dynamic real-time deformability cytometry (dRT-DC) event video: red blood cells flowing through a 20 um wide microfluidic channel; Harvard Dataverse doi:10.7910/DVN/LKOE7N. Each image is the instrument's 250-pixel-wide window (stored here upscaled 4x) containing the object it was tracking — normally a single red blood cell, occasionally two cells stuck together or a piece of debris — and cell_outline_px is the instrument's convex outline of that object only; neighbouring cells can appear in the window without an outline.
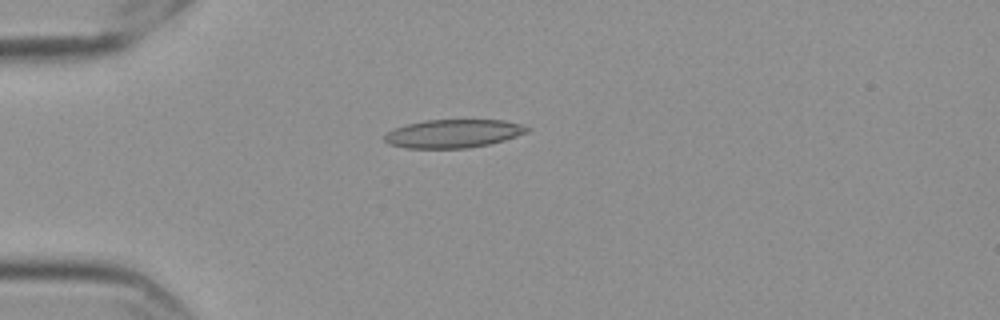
{"species": "Egyptian fruit bat (a non-hibernating species)", "species_latin": "Rousettus aegyptiacus", "temperature_condition": "cold", "stored_images_in_passage": 43, "camera_frame_rate_fps": 3000, "um_per_image_px": 0.085, "frame": {"image": 1, "passage_image": 1, "time_ms": 0.0, "image_size_px": [1000, 320], "cell_outline_px": [[532, 128], [528, 132], [504, 140], [488, 144], [468, 148], [408, 148], [388, 144], [384, 140], [384, 136], [388, 132], [396, 128], [408, 124], [424, 120], [504, 120], [520, 124]], "centroid_in_image_um": [38.55, 11.35], "position_along_channel_um": 46.5, "area_um2": 23.41}}
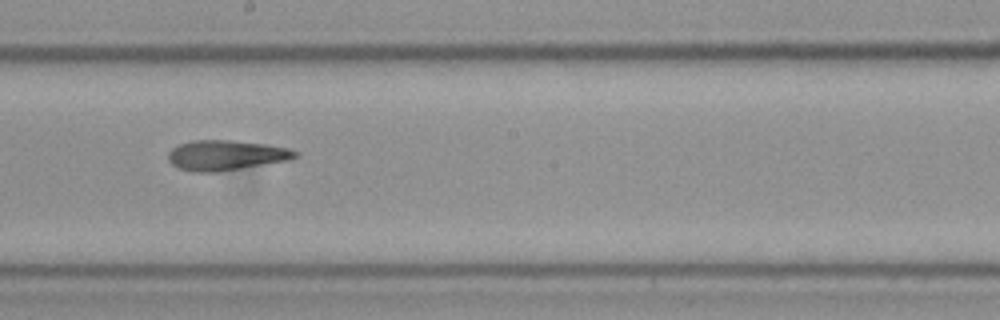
{"frame": {"image": 2, "passage_image": 18, "time_ms": 5.667, "image_size_px": [1000, 320], "cell_outline_px": [[300, 156], [288, 160], [216, 172], [196, 172], [180, 168], [172, 164], [168, 160], [168, 152], [172, 148], [180, 144], [192, 140], [232, 140], [268, 144], [288, 148], [300, 152]], "centroid_in_image_um": [19.23, 13.18], "position_along_channel_um": 229.0, "area_um2": 22.25}}
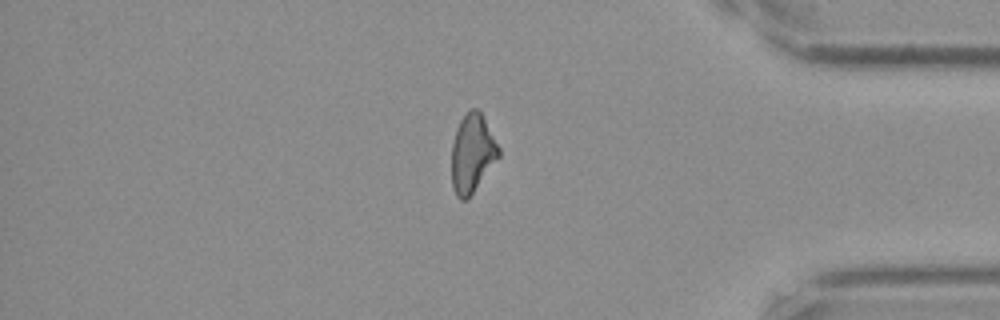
{"frame": {"image": 3, "passage_image": 34, "time_ms": 11.0, "image_size_px": [1000, 320], "cell_outline_px": [[500, 156], [472, 192], [464, 200], [460, 200], [456, 196], [452, 188], [452, 144], [456, 128], [460, 120], [472, 108], [476, 108], [480, 112], [500, 148]], "centroid_in_image_um": [40.13, 13.03], "position_along_channel_um": 395.1, "area_um2": 21.1}, "authors_computed_cell_mechanics": {"area_um2": 22.0218, "velocity_mm_per_s": 3.5791, "shape_relaxation_time_tau1_ms": null, "shape_relaxation_time_tau2_ms": 5.7096, "deformation_change_tau1": null, "deformation_change_tau2": 0.1621}}